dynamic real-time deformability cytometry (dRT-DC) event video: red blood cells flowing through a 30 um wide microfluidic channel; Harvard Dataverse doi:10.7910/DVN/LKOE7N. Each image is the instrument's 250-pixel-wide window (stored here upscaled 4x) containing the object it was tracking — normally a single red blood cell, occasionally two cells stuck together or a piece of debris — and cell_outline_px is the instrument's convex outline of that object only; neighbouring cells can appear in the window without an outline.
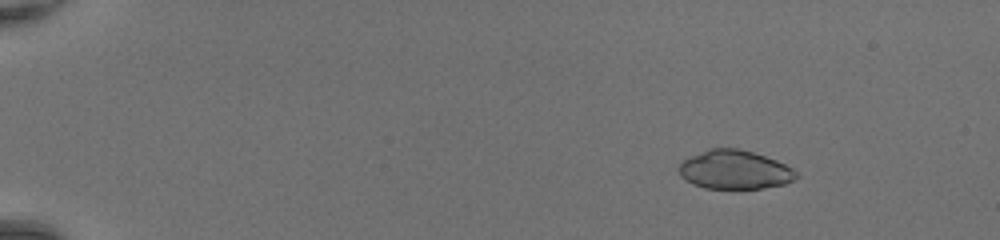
{"species": "common noctule bat (a hibernating species)", "species_latin": "Nyctalus noctula", "temperature_condition": "room temperature", "stored_images_in_passage": 44, "camera_frame_rate_fps": 3000, "um_per_image_px": 0.085, "animal": {"sex": "female", "body_mass_g": 20.0, "forearm_length_mm": 54.0}, "frame": {"image": 1, "passage_image": 2, "time_ms": 0.333, "image_size_px": [1000, 240], "cell_outline_px": [[800, 176], [784, 184], [764, 188], [704, 188], [692, 184], [684, 180], [680, 176], [680, 164], [684, 160], [708, 148], [736, 148], [752, 152], [776, 160], [792, 168]], "centroid_in_image_um": [62.44, 14.43], "position_along_channel_um": 22.6, "area_um2": 26.36}}
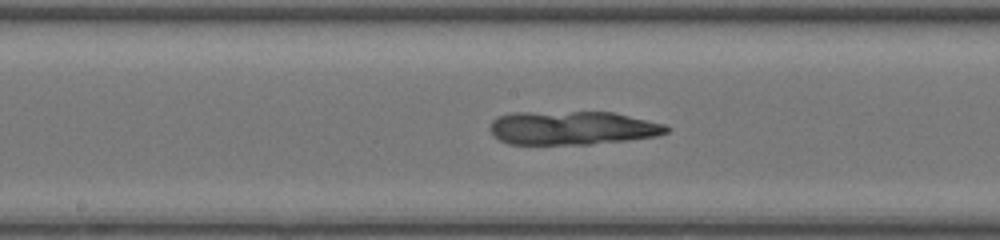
{"frame": {"image": 2, "passage_image": 23, "time_ms": 7.333, "image_size_px": [1000, 240], "cell_outline_px": [[672, 128], [668, 132], [656, 136], [628, 140], [588, 144], [508, 144], [500, 140], [488, 128], [492, 120], [496, 116], [512, 112], [612, 112], [664, 124]], "centroid_in_image_um": [48.62, 10.87], "position_along_channel_um": 199.6, "area_um2": 34.68}}
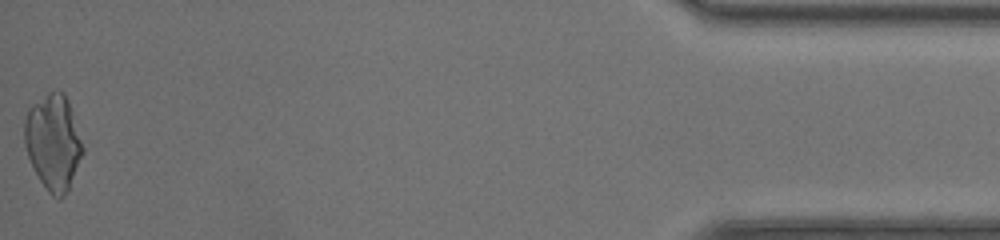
{"frame": {"image": 3, "passage_image": 44, "time_ms": 14.333, "image_size_px": [1000, 240], "cell_outline_px": [[84, 152], [68, 188], [64, 196], [60, 200], [52, 196], [48, 192], [40, 180], [28, 156], [24, 144], [24, 120], [28, 108], [32, 104], [48, 92], [56, 88], [64, 92], [68, 100], [84, 148]], "centroid_in_image_um": [4.52, 12.05], "position_along_channel_um": 430.7, "area_um2": 32.43}}